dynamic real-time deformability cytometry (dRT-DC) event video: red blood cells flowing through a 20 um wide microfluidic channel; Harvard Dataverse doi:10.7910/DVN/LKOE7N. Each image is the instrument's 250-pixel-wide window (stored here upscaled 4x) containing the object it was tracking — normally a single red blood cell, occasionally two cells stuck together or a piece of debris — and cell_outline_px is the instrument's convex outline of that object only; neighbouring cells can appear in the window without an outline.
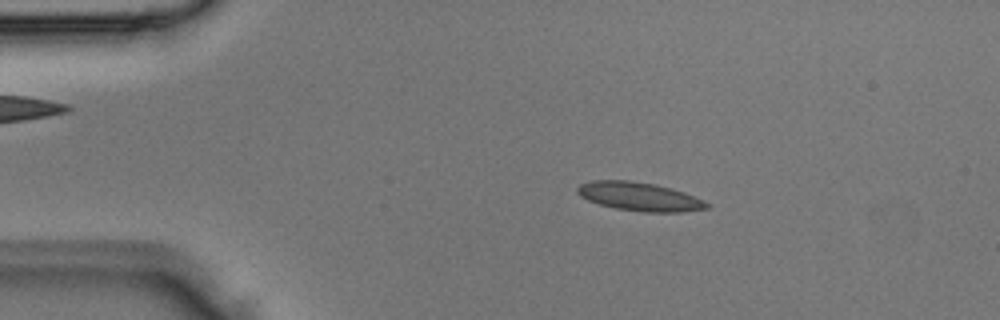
{"species": "Egyptian fruit bat (a non-hibernating species)", "species_latin": "Rousettus aegyptiacus", "temperature_condition": "room temperature", "stored_images_in_passage": 3, "camera_frame_rate_fps": 3000, "um_per_image_px": 0.085, "animal": {"sex": "male"}, "frame": {"image": 1, "passage_image": 2, "time_ms": 0.333, "image_size_px": [1000, 320], "cell_outline_px": [[712, 204], [708, 208], [680, 212], [644, 212], [616, 208], [600, 204], [588, 200], [580, 196], [576, 192], [576, 188], [580, 184], [592, 180], [628, 180], [656, 184], [672, 188], [684, 192]], "centroid_in_image_um": [54.35, 16.7], "position_along_channel_um": 30.7, "area_um2": 21.62}}